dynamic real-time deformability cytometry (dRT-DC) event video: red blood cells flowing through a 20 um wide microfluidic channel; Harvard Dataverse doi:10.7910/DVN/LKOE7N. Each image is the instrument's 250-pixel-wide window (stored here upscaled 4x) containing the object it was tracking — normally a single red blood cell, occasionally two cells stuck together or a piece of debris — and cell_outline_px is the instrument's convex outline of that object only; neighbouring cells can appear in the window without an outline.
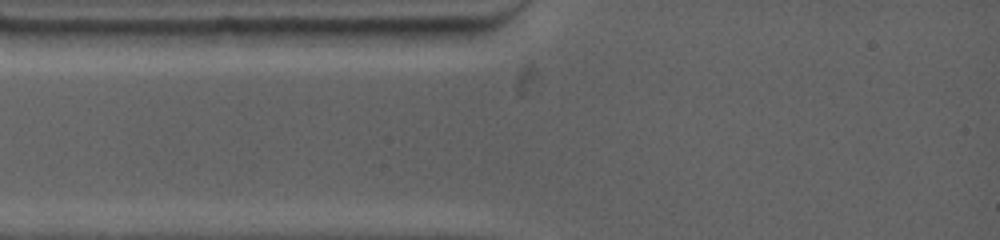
{"species": "common noctule bat (a hibernating species)", "species_latin": "Nyctalus noctula", "temperature_condition": "warm", "stored_images_in_passage": 2, "camera_frame_rate_fps": 4500, "um_per_image_px": 0.085, "animal": {"sex": "female", "body_mass_g": 19.0, "forearm_length_mm": 53.3}, "frame": {"image": 1, "passage_image": 1, "time_ms": 0.0, "image_size_px": [1000, 240], "cell_outline_px": [[476, 32], [456, 44], [416, 48], [376, 48], [368, 44], [352, 28], [472, 28]], "centroid_in_image_um": [35.1, 3.13], "position_along_channel_um": 49.9, "area_um2": 14.33}}